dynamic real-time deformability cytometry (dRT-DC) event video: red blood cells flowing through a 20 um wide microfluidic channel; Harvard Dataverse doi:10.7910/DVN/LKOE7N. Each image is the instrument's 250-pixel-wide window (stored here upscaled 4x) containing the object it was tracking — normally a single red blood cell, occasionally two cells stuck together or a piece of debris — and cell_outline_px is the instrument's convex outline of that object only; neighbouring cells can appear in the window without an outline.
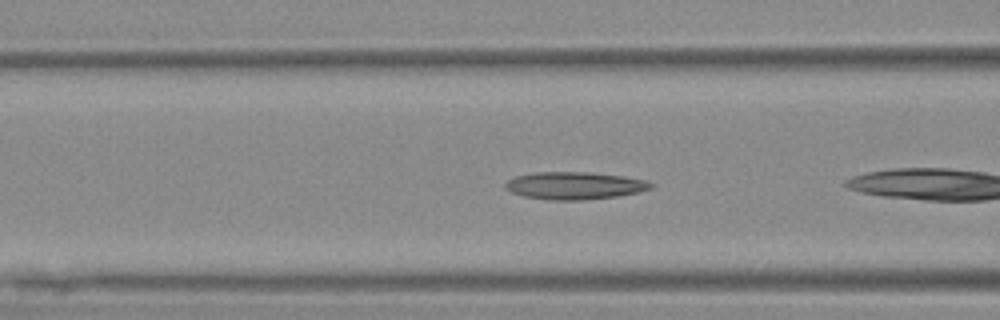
{"species": "Egyptian fruit bat (a non-hibernating species)", "species_latin": "Rousettus aegyptiacus", "temperature_condition": "warm", "stored_images_in_passage": 9, "camera_frame_rate_fps": 3000, "um_per_image_px": 0.085, "animal": {"sex": "female"}, "frame": {"image": 1, "passage_image": 4, "time_ms": 1.0, "image_size_px": [1000, 320], "cell_outline_px": [[656, 184], [652, 188], [636, 192], [616, 196], [580, 200], [548, 200], [524, 196], [512, 192], [504, 188], [504, 184], [508, 180], [516, 176], [536, 172], [584, 172], [624, 176], [648, 180]], "centroid_in_image_um": [48.85, 15.77], "position_along_channel_um": 117.8, "area_um2": 23.24}}
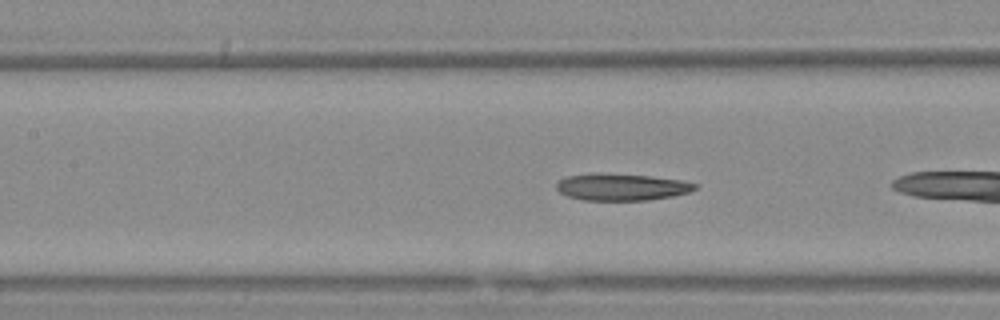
{"frame": {"image": 2, "passage_image": 7, "time_ms": 2.0, "image_size_px": [1000, 320], "cell_outline_px": [[696, 188], [688, 192], [672, 196], [648, 200], [584, 200], [568, 196], [560, 192], [556, 188], [556, 184], [560, 180], [568, 176], [592, 172], [596, 172], [648, 176], [680, 180], [696, 184]], "centroid_in_image_um": [52.78, 15.89], "position_along_channel_um": 154.6, "area_um2": 21.56}}